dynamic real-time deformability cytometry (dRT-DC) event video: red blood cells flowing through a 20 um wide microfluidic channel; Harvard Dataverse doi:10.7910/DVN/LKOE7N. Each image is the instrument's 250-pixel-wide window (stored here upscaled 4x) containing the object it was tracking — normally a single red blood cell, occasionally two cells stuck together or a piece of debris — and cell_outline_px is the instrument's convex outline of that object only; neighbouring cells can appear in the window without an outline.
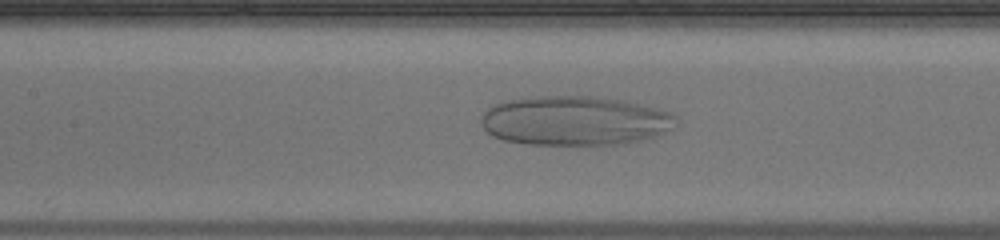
{"species": "human", "species_latin": "Homo sapiens", "temperature_condition": "warm", "stored_images_in_passage": 50, "camera_frame_rate_fps": 3000, "um_per_image_px": 0.085, "donor": {"sex": "male"}, "frame": {"image": 1, "passage_image": 23, "time_ms": 7.333, "image_size_px": [1000, 240], "cell_outline_px": [[676, 120], [668, 128], [656, 136], [624, 144], [528, 144], [504, 140], [492, 136], [484, 128], [484, 112], [488, 108], [496, 104], [508, 100], [540, 96], [592, 96], [624, 100], [668, 112], [676, 116]], "centroid_in_image_um": [48.84, 10.26], "position_along_channel_um": 158.6, "area_um2": 55.26}}
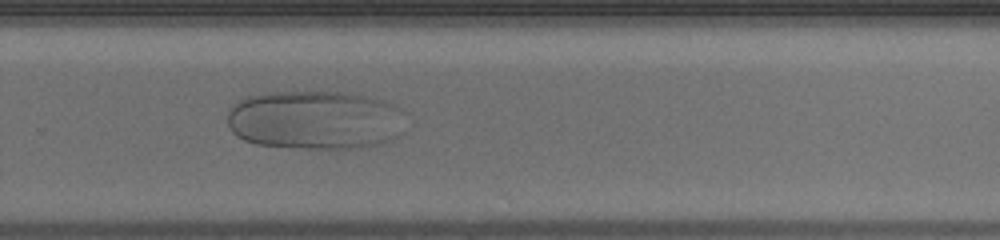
{"frame": {"image": 2, "passage_image": 34, "time_ms": 11.0, "image_size_px": [1000, 240], "cell_outline_px": [[408, 112], [396, 136], [392, 140], [380, 144], [348, 148], [304, 148], [256, 144], [244, 140], [236, 136], [232, 132], [228, 124], [228, 112], [240, 100], [248, 96], [276, 92], [348, 92], [368, 96], [384, 100]], "centroid_in_image_um": [26.82, 10.19], "position_along_channel_um": 303.0, "area_um2": 61.33}}